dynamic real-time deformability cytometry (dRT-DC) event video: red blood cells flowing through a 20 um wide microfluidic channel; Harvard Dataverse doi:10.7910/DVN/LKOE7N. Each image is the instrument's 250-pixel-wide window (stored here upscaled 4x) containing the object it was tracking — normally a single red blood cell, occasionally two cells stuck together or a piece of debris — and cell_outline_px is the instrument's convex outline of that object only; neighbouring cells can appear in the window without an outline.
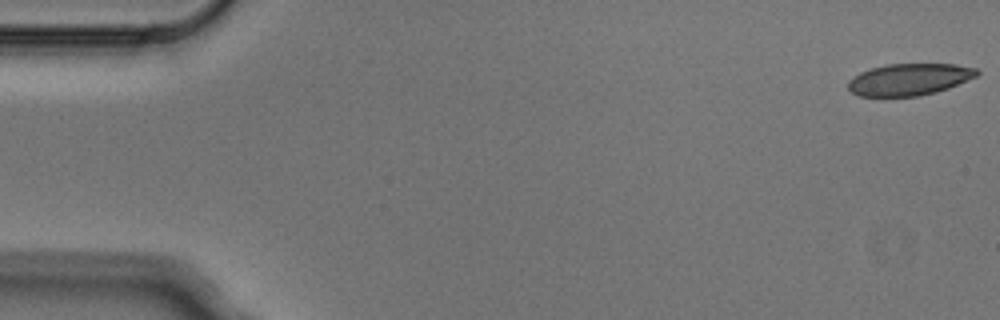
{"species": "Egyptian fruit bat (a non-hibernating species)", "species_latin": "Rousettus aegyptiacus", "temperature_condition": "cold", "stored_images_in_passage": 6, "camera_frame_rate_fps": 3000, "um_per_image_px": 0.085, "animal": {"sex": "male"}, "frame": {"image": 1, "passage_image": 1, "time_ms": 0.0, "image_size_px": [1000, 320], "cell_outline_px": [[980, 72], [976, 76], [948, 88], [936, 92], [916, 96], [860, 96], [852, 92], [848, 88], [848, 80], [860, 72], [872, 68], [888, 64], [956, 64], [976, 68]], "centroid_in_image_um": [77.28, 6.74], "position_along_channel_um": 7.7, "area_um2": 23.7}}